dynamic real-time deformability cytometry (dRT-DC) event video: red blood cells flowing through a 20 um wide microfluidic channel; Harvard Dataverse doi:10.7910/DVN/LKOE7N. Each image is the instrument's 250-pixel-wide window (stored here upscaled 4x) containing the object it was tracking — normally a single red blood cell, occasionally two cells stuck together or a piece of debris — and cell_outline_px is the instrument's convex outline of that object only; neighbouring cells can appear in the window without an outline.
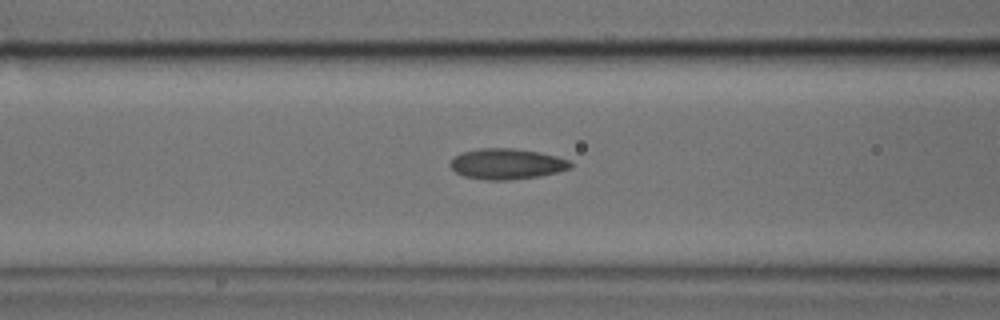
{"species": "common noctule bat (a hibernating species)", "species_latin": "Nyctalus noctula", "temperature_condition": "cold", "stored_images_in_passage": 33, "camera_frame_rate_fps": 3000, "um_per_image_px": 0.085, "animal": {"sex": "male", "body_mass_g": 17.9, "forearm_length_mm": 54.2}, "frame": {"image": 1, "passage_image": 12, "time_ms": 3.667, "image_size_px": [1000, 320], "cell_outline_px": [[572, 168], [540, 176], [508, 180], [484, 180], [464, 176], [456, 172], [448, 164], [460, 152], [480, 148], [512, 148], [536, 152], [556, 156], [568, 160], [572, 164]], "centroid_in_image_um": [43.05, 13.94], "position_along_channel_um": 123.6, "area_um2": 21.39}}
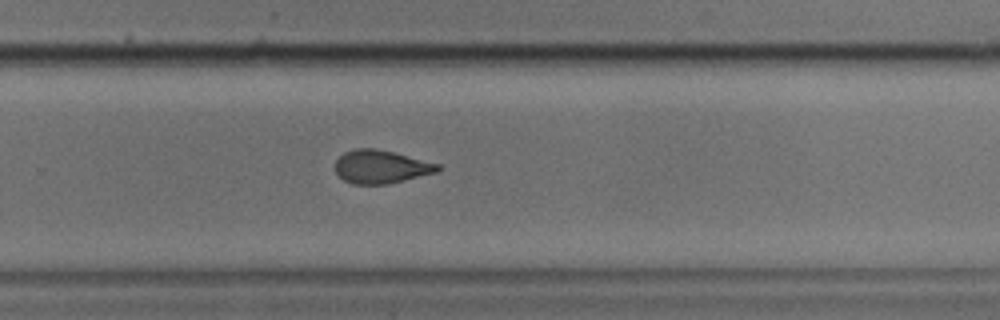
{"frame": {"image": 2, "passage_image": 25, "time_ms": 8.0, "image_size_px": [1000, 320], "cell_outline_px": [[440, 168], [436, 172], [388, 184], [352, 184], [344, 180], [336, 172], [336, 160], [344, 152], [356, 148], [376, 148], [440, 164]], "centroid_in_image_um": [32.36, 14.17], "position_along_channel_um": 297.4, "area_um2": 19.65}}
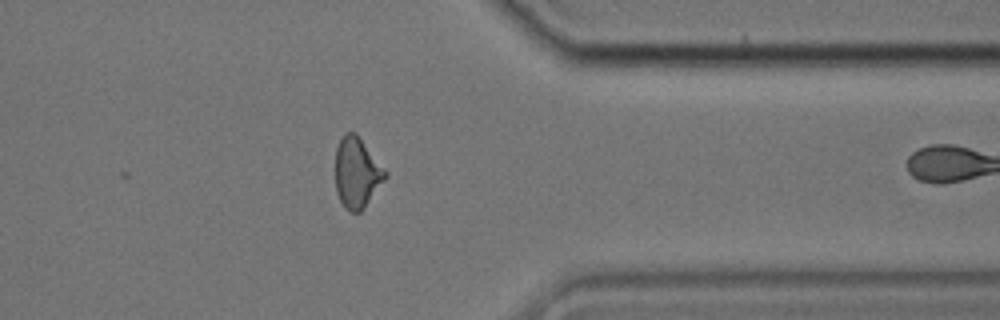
{"frame": {"image": 3, "passage_image": 32, "time_ms": 10.333, "image_size_px": [1000, 320], "cell_outline_px": [[388, 176], [364, 208], [360, 212], [352, 212], [344, 208], [336, 192], [336, 148], [344, 132], [356, 132], [388, 172]], "centroid_in_image_um": [30.35, 14.67], "position_along_channel_um": 381.1, "area_um2": 20.63}}